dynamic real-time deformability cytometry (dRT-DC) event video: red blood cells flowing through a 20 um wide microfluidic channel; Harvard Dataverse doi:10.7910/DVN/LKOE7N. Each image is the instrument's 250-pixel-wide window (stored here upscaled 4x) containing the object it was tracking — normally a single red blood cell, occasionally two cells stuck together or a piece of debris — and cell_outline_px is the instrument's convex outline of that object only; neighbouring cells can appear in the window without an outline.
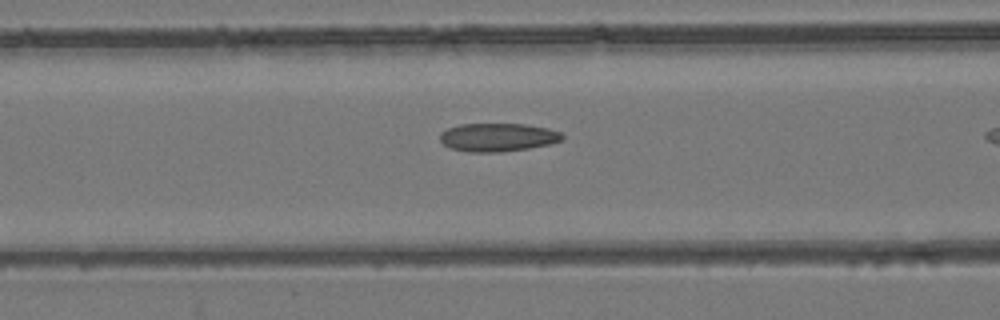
{"species": "common noctule bat (a hibernating species)", "species_latin": "Nyctalus noctula", "temperature_condition": "room temperature", "stored_images_in_passage": 18, "camera_frame_rate_fps": 3000, "um_per_image_px": 0.085, "animal": {"sex": "female", "body_mass_g": 24.6, "forearm_length_mm": 56.2}, "frame": {"image": 1, "passage_image": 16, "time_ms": 5.0, "image_size_px": [1000, 320], "cell_outline_px": [[564, 140], [548, 144], [528, 148], [500, 152], [468, 152], [452, 148], [444, 144], [440, 140], [440, 132], [448, 128], [460, 124], [524, 124], [548, 128], [560, 132], [564, 136]], "centroid_in_image_um": [42.31, 11.66], "position_along_channel_um": 124.3, "area_um2": 20.11}}